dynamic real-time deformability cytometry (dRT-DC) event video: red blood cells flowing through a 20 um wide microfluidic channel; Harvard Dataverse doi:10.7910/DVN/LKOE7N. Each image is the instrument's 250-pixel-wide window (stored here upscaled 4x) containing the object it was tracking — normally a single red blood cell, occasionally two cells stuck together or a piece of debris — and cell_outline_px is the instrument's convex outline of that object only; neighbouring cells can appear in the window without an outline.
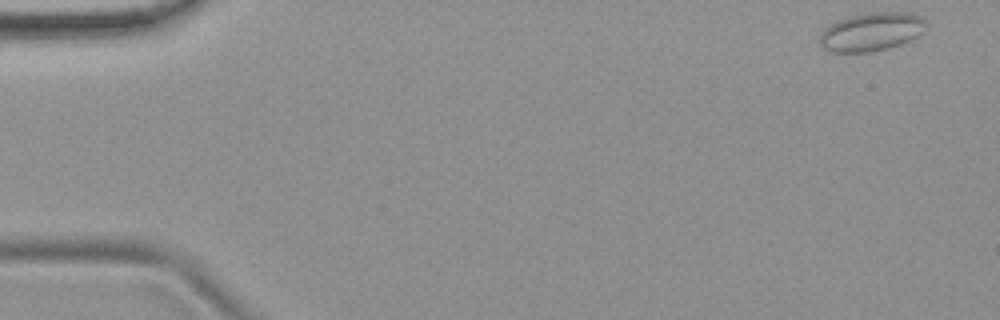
{"species": "common noctule bat (a hibernating species)", "species_latin": "Nyctalus noctula", "temperature_condition": "room temperature", "stored_images_in_passage": 6, "camera_frame_rate_fps": 3000, "um_per_image_px": 0.085, "animal": {"sex": "female", "body_mass_g": 19.9}, "frame": {"image": 1, "passage_image": 1, "time_ms": 0.0, "image_size_px": [1000, 320], "cell_outline_px": [[928, 24], [924, 32], [900, 44], [888, 48], [872, 52], [828, 52], [820, 44], [820, 36], [824, 28], [836, 20], [852, 16], [872, 12], [912, 12], [920, 16]], "centroid_in_image_um": [74.08, 2.7], "position_along_channel_um": 10.9, "area_um2": 23.93}}
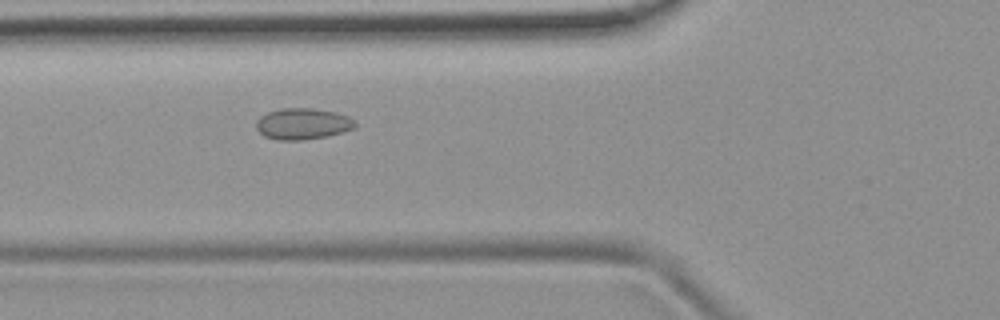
{"frame": {"image": 2, "passage_image": 6, "time_ms": 5.667, "image_size_px": [1000, 320], "cell_outline_px": [[356, 124], [352, 128], [328, 136], [300, 140], [276, 140], [264, 136], [256, 128], [256, 120], [260, 116], [268, 112], [280, 108], [312, 108], [336, 112], [348, 116], [356, 120]], "centroid_in_image_um": [25.7, 10.51], "position_along_channel_um": 100.1, "area_um2": 18.03}}